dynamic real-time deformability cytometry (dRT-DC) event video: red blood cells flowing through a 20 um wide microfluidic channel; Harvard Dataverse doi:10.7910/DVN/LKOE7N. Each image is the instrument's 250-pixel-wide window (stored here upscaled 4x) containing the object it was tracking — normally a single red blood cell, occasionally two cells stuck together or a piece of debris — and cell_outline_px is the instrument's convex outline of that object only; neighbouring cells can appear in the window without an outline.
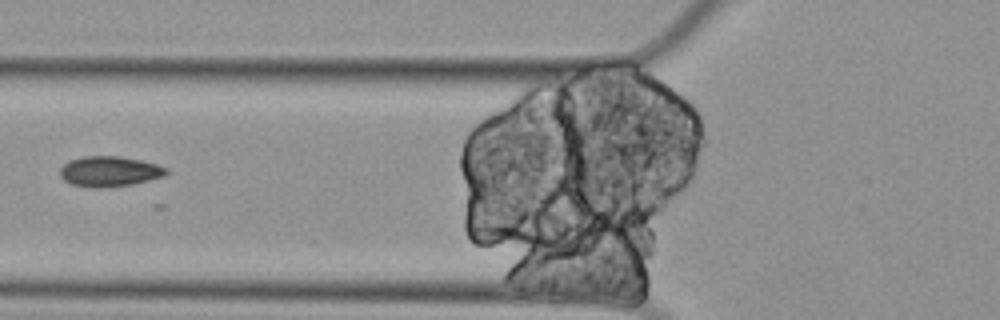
{"species": "Egyptian fruit bat (a non-hibernating species)", "species_latin": "Rousettus aegyptiacus", "temperature_condition": "cold", "stored_images_in_passage": 12, "camera_frame_rate_fps": 3000, "um_per_image_px": 0.085, "animal": {"sex": "female"}, "frame": {"image": 1, "passage_image": 3, "time_ms": 0.667, "image_size_px": [1000, 320], "cell_outline_px": [[168, 172], [164, 176], [132, 184], [72, 184], [64, 180], [60, 176], [60, 168], [68, 160], [84, 156], [120, 156], [140, 160], [156, 164], [168, 168]], "centroid_in_image_um": [9.33, 14.5], "position_along_channel_um": 116.5, "area_um2": 17.8}}
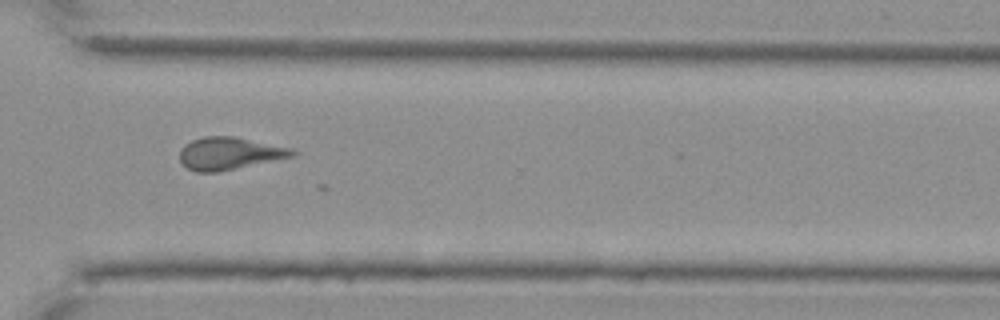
{"frame": {"image": 2, "passage_image": 9, "time_ms": 2.667, "image_size_px": [1000, 320], "cell_outline_px": [[300, 152], [296, 156], [216, 172], [196, 172], [188, 168], [180, 160], [180, 148], [184, 144], [192, 140], [204, 136], [236, 136], [292, 148]], "centroid_in_image_um": [19.54, 13.02], "position_along_channel_um": 351.1, "area_um2": 21.44}}
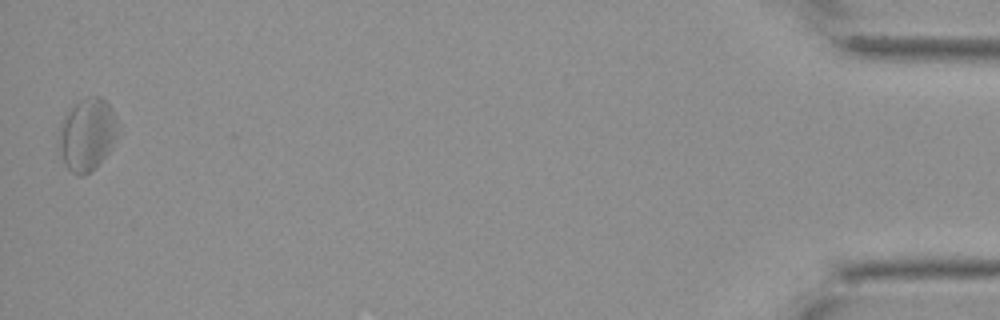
{"frame": {"image": 3, "passage_image": 12, "time_ms": 3.667, "image_size_px": [1000, 320], "cell_outline_px": [[116, 136], [108, 152], [96, 168], [84, 176], [76, 176], [64, 164], [60, 148], [60, 124], [64, 116], [80, 100], [88, 96], [100, 96], [108, 104], [112, 112], [116, 132]], "centroid_in_image_um": [7.38, 11.47], "position_along_channel_um": 427.8, "area_um2": 24.16}}